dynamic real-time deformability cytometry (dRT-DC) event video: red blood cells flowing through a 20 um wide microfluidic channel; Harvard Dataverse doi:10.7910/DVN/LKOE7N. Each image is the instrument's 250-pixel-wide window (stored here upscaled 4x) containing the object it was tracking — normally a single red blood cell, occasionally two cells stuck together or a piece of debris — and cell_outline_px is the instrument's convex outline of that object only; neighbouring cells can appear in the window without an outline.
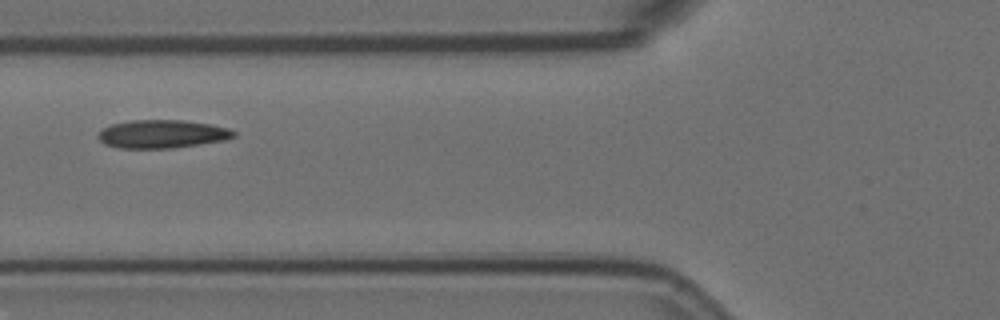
{"species": "Egyptian fruit bat (a non-hibernating species)", "species_latin": "Rousettus aegyptiacus", "temperature_condition": "room temperature", "stored_images_in_passage": 10, "camera_frame_rate_fps": 3000, "um_per_image_px": 0.085, "animal": {"sex": "female"}, "frame": {"image": 1, "passage_image": 5, "time_ms": 1.333, "image_size_px": [1000, 320], "cell_outline_px": [[236, 136], [224, 140], [172, 148], [120, 148], [104, 144], [96, 136], [104, 128], [112, 124], [132, 120], [184, 120], [212, 124], [228, 128], [236, 132]], "centroid_in_image_um": [13.79, 11.38], "position_along_channel_um": 112.0, "area_um2": 22.25}}
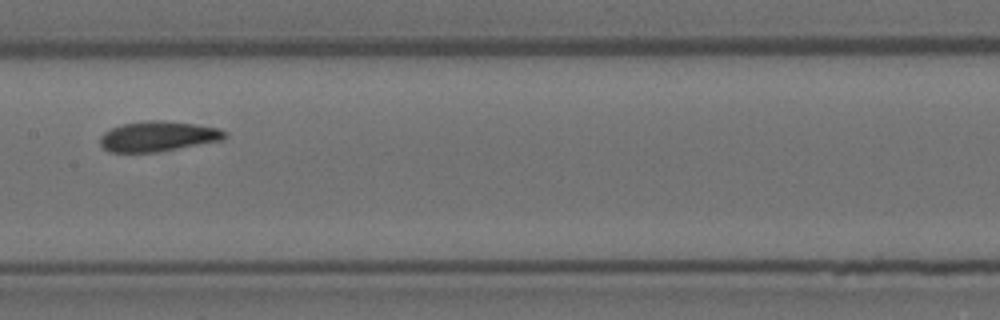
{"frame": {"image": 2, "passage_image": 7, "time_ms": 2.0, "image_size_px": [1000, 320], "cell_outline_px": [[228, 136], [220, 140], [156, 152], [108, 152], [100, 144], [100, 136], [104, 132], [112, 128], [124, 124], [148, 120], [160, 120], [192, 124], [220, 128], [228, 132]], "centroid_in_image_um": [13.42, 11.59], "position_along_channel_um": 194.0, "area_um2": 21.68}}
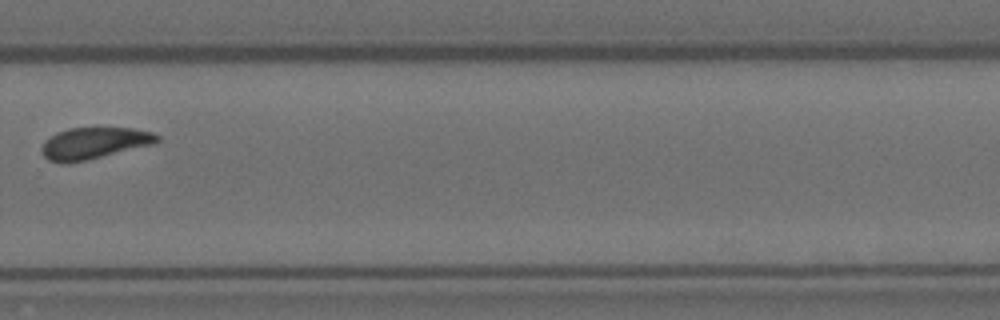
{"frame": {"image": 3, "passage_image": 10, "time_ms": 3.0, "image_size_px": [1000, 320], "cell_outline_px": [[160, 140], [156, 144], [88, 160], [68, 164], [60, 164], [48, 160], [40, 152], [40, 148], [44, 140], [56, 132], [68, 128], [132, 128], [152, 132], [160, 136]], "centroid_in_image_um": [7.97, 12.19], "position_along_channel_um": 321.8, "area_um2": 21.79}}